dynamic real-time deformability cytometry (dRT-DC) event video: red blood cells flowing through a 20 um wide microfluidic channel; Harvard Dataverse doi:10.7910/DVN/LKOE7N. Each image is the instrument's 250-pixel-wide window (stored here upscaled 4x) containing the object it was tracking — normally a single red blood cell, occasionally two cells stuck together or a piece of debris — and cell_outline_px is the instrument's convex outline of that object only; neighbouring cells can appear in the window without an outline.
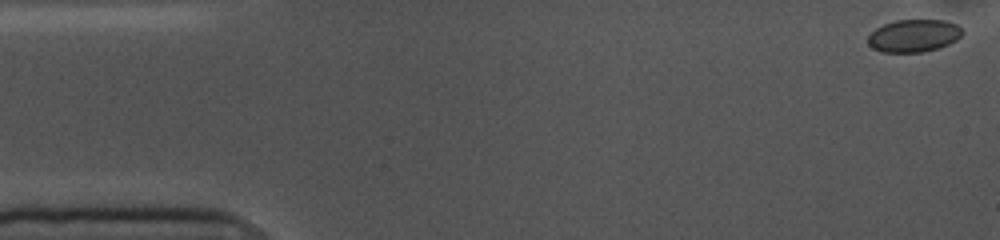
{"species": "common noctule bat (a hibernating species)", "species_latin": "Nyctalus noctula", "temperature_condition": "cold", "stored_images_in_passage": 54, "camera_frame_rate_fps": 3000, "um_per_image_px": 0.085, "animal": {"sex": "female", "body_mass_g": 10.0, "forearm_length_mm": 53.1}, "frame": {"image": 1, "passage_image": 1, "time_ms": 0.0, "image_size_px": [1000, 240], "cell_outline_px": [[964, 32], [956, 40], [948, 44], [936, 48], [920, 52], [884, 52], [872, 48], [868, 44], [868, 36], [876, 28], [884, 24], [896, 20], [944, 20], [956, 24]], "centroid_in_image_um": [77.65, 3.03], "position_along_channel_um": 7.3, "area_um2": 17.74}}
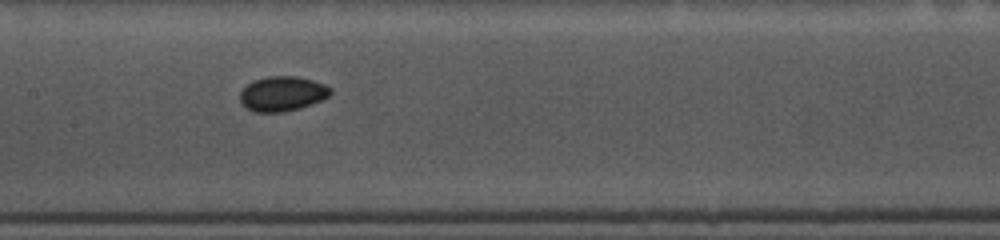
{"frame": {"image": 2, "passage_image": 25, "time_ms": 8.0, "image_size_px": [1000, 240], "cell_outline_px": [[332, 92], [328, 96], [312, 104], [300, 108], [284, 112], [256, 112], [240, 104], [240, 92], [252, 80], [268, 76], [296, 76], [312, 80], [324, 84], [332, 88]], "centroid_in_image_um": [23.99, 7.96], "position_along_channel_um": 183.4, "area_um2": 18.38}}
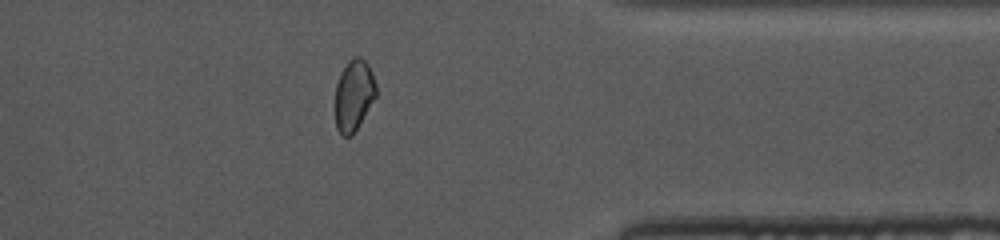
{"frame": {"image": 3, "passage_image": 43, "time_ms": 14.0, "image_size_px": [1000, 240], "cell_outline_px": [[376, 96], [352, 136], [340, 136], [336, 128], [336, 84], [340, 72], [348, 60], [352, 56], [360, 56], [368, 64], [372, 72], [376, 84]], "centroid_in_image_um": [30.07, 8.07], "position_along_channel_um": 381.3, "area_um2": 17.05}, "authors_computed_cell_mechanics": {"area_um2": 17.918, "velocity_mm_per_s": 3.5711, "shape_relaxation_time_tau1_ms": 3.5377, "shape_relaxation_time_tau2_ms": 2.793, "deformation_change_tau1": 0.0411, "deformation_change_tau2": 0.0302}}